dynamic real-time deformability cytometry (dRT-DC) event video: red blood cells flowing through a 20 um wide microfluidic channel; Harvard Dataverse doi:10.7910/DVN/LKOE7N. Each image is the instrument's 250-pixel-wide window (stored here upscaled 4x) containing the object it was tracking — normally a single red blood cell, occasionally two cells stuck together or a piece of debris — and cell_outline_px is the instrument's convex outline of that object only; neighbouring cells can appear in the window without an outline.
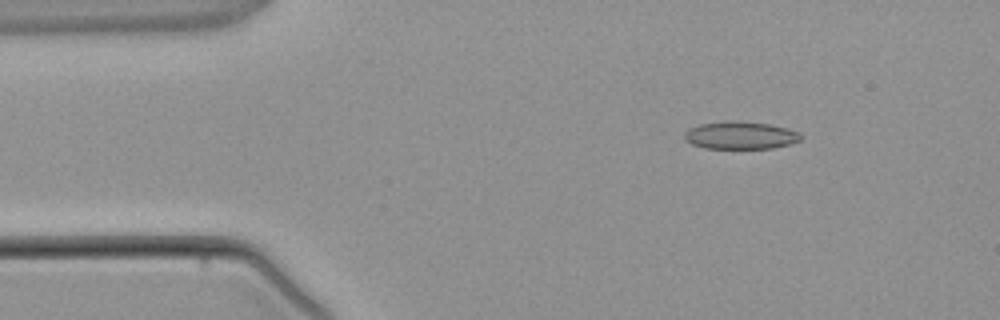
{"species": "common noctule bat (a hibernating species)", "species_latin": "Nyctalus noctula", "temperature_condition": "warm", "stored_images_in_passage": 5, "camera_frame_rate_fps": 3000, "um_per_image_px": 0.085, "animal": {"sex": "male", "body_mass_g": 21.5, "forearm_length_mm": 52.0}, "frame": {"image": 1, "passage_image": 2, "time_ms": 1.333, "image_size_px": [1000, 320], "cell_outline_px": [[800, 140], [788, 144], [772, 148], [704, 148], [692, 144], [684, 140], [684, 132], [688, 128], [700, 124], [724, 120], [728, 120], [768, 124], [788, 128], [800, 132]], "centroid_in_image_um": [62.88, 11.49], "position_along_channel_um": 22.1, "area_um2": 18.73}}
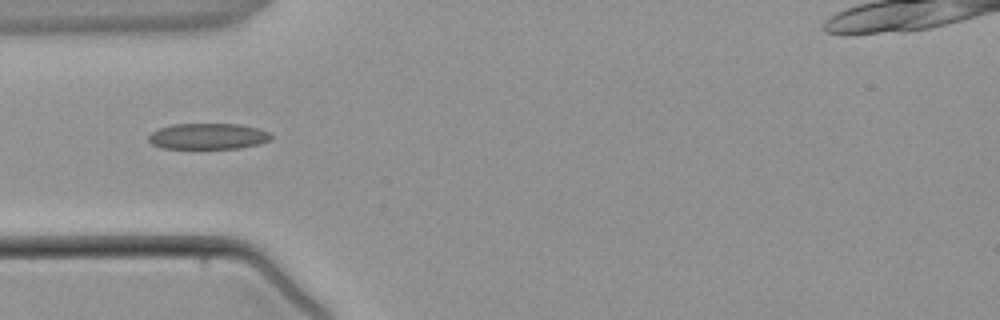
{"frame": {"image": 2, "passage_image": 4, "time_ms": 3.667, "image_size_px": [1000, 320], "cell_outline_px": [[272, 140], [260, 144], [240, 148], [160, 148], [152, 144], [148, 140], [148, 136], [156, 128], [172, 124], [240, 124], [260, 128], [268, 132], [272, 136]], "centroid_in_image_um": [17.69, 11.58], "position_along_channel_um": 67.3, "area_um2": 18.79}}
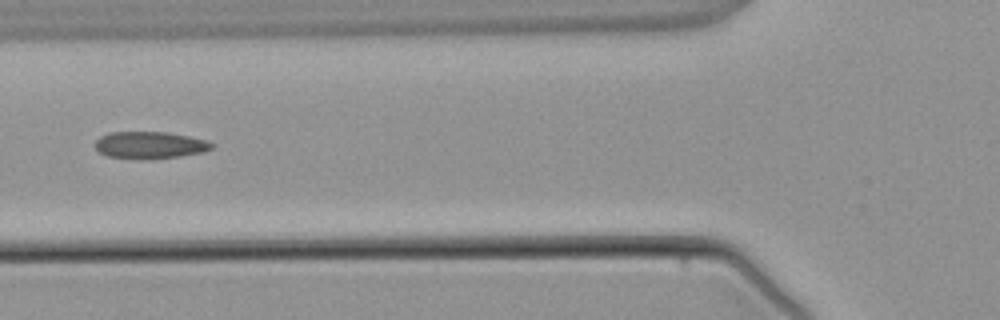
{"frame": {"image": 3, "passage_image": 5, "time_ms": 4.667, "image_size_px": [1000, 320], "cell_outline_px": [[216, 144], [212, 148], [204, 152], [180, 156], [108, 156], [100, 152], [96, 148], [96, 140], [100, 136], [108, 132], [168, 132], [208, 140]], "centroid_in_image_um": [12.81, 12.27], "position_along_channel_um": 113.0, "area_um2": 17.51}}